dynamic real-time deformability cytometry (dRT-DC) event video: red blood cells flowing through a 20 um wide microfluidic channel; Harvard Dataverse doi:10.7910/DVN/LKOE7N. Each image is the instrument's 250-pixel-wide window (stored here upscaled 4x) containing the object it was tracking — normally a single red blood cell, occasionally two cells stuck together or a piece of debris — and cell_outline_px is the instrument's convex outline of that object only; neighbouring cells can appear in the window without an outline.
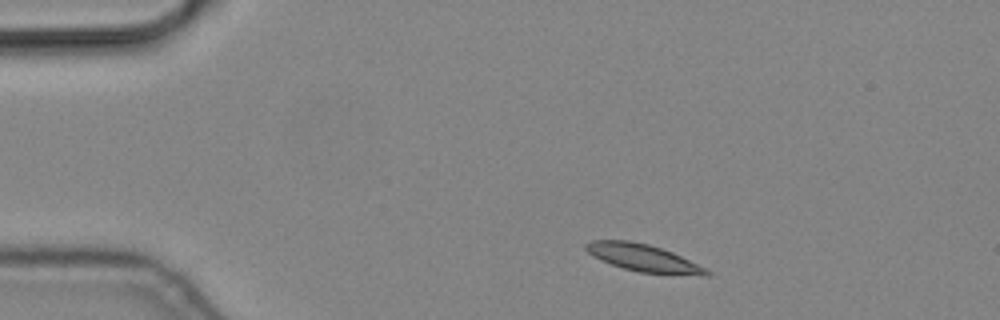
{"species": "common noctule bat (a hibernating species)", "species_latin": "Nyctalus noctula", "temperature_condition": "cold", "stored_images_in_passage": 3, "camera_frame_rate_fps": 3000, "um_per_image_px": 0.085, "animal": {"sex": "male", "body_mass_g": 19.2, "forearm_length_mm": 51.8}, "frame": {"image": 1, "passage_image": 1, "time_ms": 0.0, "image_size_px": [1000, 320], "cell_outline_px": [[712, 272], [708, 276], [704, 276], [640, 272], [624, 268], [600, 260], [588, 252], [584, 248], [584, 244], [592, 240], [628, 240], [648, 244], [672, 252], [708, 268]], "centroid_in_image_um": [54.72, 21.92], "position_along_channel_um": 30.3, "area_um2": 19.19}}